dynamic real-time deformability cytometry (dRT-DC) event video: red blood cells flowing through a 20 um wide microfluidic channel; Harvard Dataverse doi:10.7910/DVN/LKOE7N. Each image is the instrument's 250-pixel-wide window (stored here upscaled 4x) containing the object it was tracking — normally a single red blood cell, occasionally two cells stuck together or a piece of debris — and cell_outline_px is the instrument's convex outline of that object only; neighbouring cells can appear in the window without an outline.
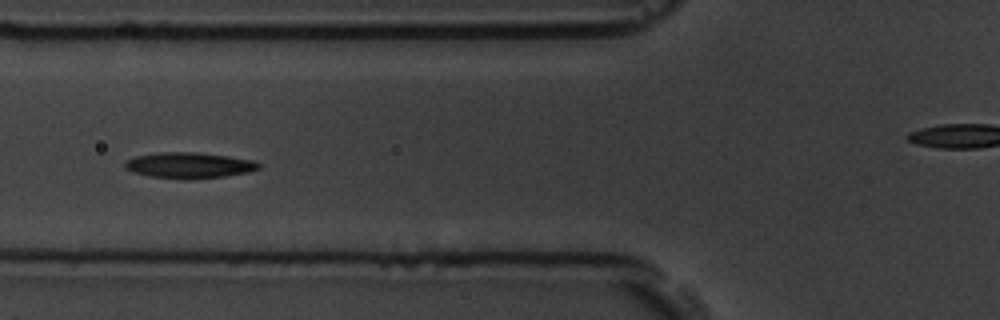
{"species": "common noctule bat (a hibernating species)", "species_latin": "Nyctalus noctula", "temperature_condition": "room temperature", "stored_images_in_passage": 8, "segment_of_instrument_passage": [1, 2], "camera_frame_rate_fps": 3000, "um_per_image_px": 0.085, "animal": {"sex": "male", "body_mass_g": 19.5, "forearm_length_mm": 54.6}, "frame": {"image": 1, "passage_image": 7, "time_ms": 7.0, "image_size_px": [1000, 320], "cell_outline_px": [[260, 168], [248, 172], [224, 176], [188, 180], [184, 180], [148, 176], [132, 172], [124, 168], [124, 164], [128, 160], [136, 156], [160, 152], [196, 152], [228, 156], [252, 160], [260, 164]], "centroid_in_image_um": [16.05, 14.06], "position_along_channel_um": 109.8, "area_um2": 20.23}}